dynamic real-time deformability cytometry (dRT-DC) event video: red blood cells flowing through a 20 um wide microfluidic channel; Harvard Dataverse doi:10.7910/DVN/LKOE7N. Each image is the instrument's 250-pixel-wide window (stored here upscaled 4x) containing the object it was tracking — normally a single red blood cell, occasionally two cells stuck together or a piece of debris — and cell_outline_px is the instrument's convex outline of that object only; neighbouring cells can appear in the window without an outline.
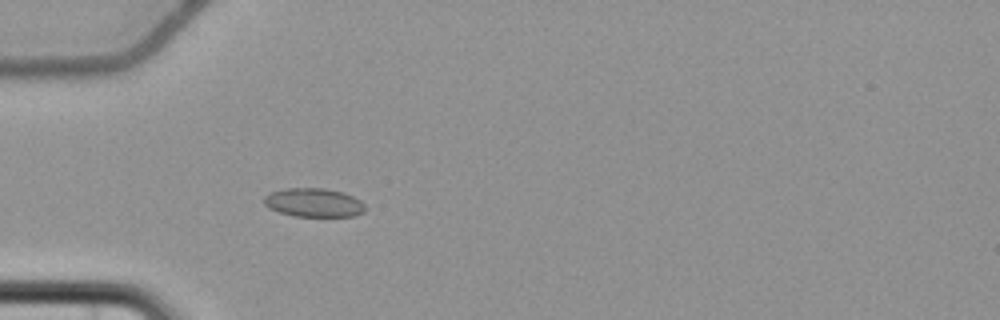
{"species": "common noctule bat (a hibernating species)", "species_latin": "Nyctalus noctula", "temperature_condition": "cold", "stored_images_in_passage": 5, "camera_frame_rate_fps": 3000, "um_per_image_px": 0.085, "animal": {"sex": "female", "body_mass_g": 22.7, "forearm_length_mm": 54.2}, "frame": {"image": 1, "passage_image": 5, "time_ms": 4.667, "image_size_px": [1000, 320], "cell_outline_px": [[364, 212], [352, 216], [296, 216], [280, 212], [268, 208], [264, 204], [264, 196], [272, 192], [288, 188], [324, 188], [344, 192], [360, 200], [364, 204]], "centroid_in_image_um": [26.67, 17.21], "position_along_channel_um": 58.3, "area_um2": 16.82}}